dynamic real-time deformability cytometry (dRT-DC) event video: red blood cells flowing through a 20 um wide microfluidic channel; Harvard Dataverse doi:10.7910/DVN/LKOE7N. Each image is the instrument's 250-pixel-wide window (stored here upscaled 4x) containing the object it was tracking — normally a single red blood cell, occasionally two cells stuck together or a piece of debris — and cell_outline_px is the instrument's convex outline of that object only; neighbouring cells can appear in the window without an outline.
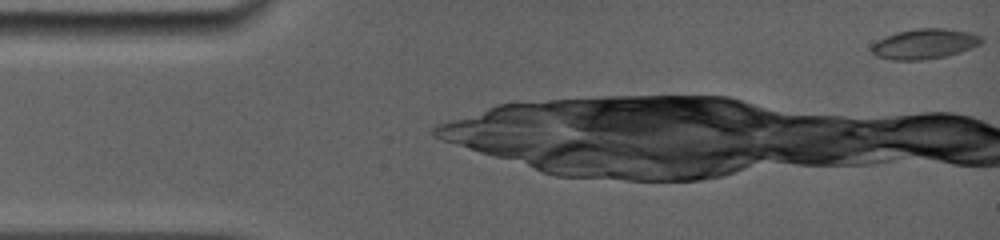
{"species": "common noctule bat (a hibernating species)", "species_latin": "Nyctalus noctula", "temperature_condition": "room temperature", "stored_images_in_passage": 19, "camera_frame_rate_fps": 5000, "um_per_image_px": 0.085, "animal": {"sex": "female", "body_mass_g": 19.0, "forearm_length_mm": 56.7}, "frame": {"image": 1, "passage_image": 1, "time_ms": 0.0, "image_size_px": [1000, 240], "cell_outline_px": [[984, 40], [980, 44], [972, 48], [960, 52], [944, 56], [920, 60], [892, 60], [876, 56], [872, 52], [872, 44], [876, 40], [884, 36], [896, 32], [916, 28], [944, 28], [968, 32], [984, 36]], "centroid_in_image_um": [78.58, 3.72], "position_along_channel_um": 6.4, "area_um2": 19.42}}